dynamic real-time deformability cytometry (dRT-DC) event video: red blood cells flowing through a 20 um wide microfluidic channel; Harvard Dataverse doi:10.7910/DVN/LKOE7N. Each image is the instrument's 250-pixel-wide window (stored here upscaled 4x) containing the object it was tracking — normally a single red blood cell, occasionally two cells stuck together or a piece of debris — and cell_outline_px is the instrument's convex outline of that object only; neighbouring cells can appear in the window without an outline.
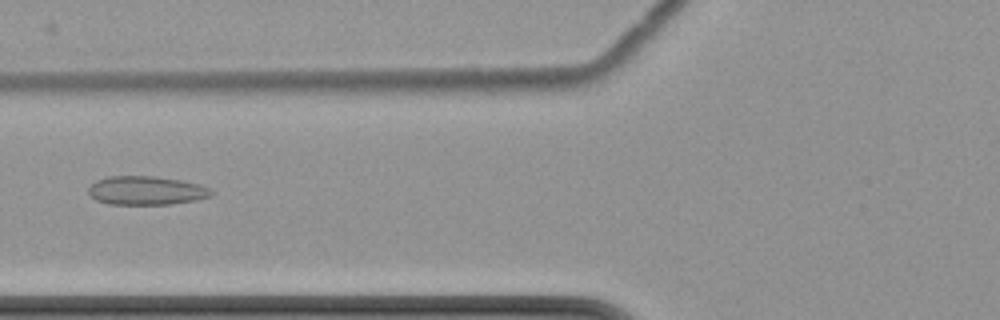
{"species": "common noctule bat (a hibernating species)", "species_latin": "Nyctalus noctula", "temperature_condition": "cold", "stored_images_in_passage": 3, "camera_frame_rate_fps": 3000, "um_per_image_px": 0.085, "animal": {"sex": "female", "body_mass_g": 22.7, "forearm_length_mm": 54.2}, "frame": {"image": 1, "passage_image": 2, "time_ms": 1.0, "image_size_px": [1000, 320], "cell_outline_px": [[216, 192], [212, 196], [196, 200], [168, 204], [108, 204], [96, 200], [88, 192], [88, 188], [96, 180], [108, 176], [152, 176], [180, 180], [200, 184], [212, 188]], "centroid_in_image_um": [12.48, 16.19], "position_along_channel_um": 113.3, "area_um2": 20.69}}
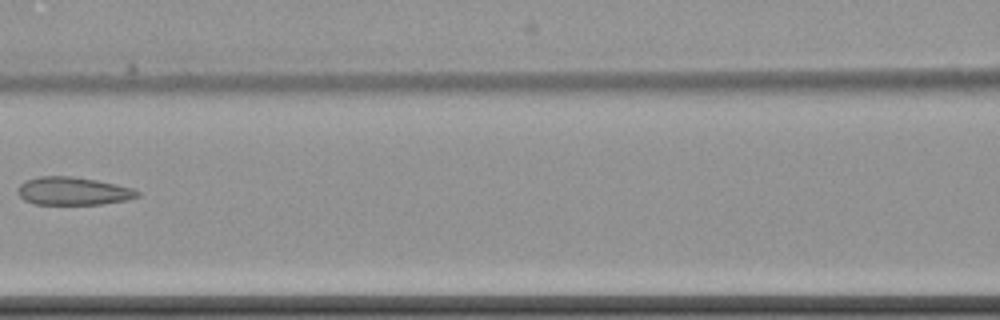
{"frame": {"image": 2, "passage_image": 3, "time_ms": 2.333, "image_size_px": [1000, 320], "cell_outline_px": [[140, 196], [128, 200], [104, 204], [36, 204], [24, 200], [16, 192], [20, 184], [24, 180], [40, 176], [72, 176], [96, 180], [116, 184], [132, 188], [140, 192]], "centroid_in_image_um": [6.22, 16.24], "position_along_channel_um": 160.4, "area_um2": 19.65}}